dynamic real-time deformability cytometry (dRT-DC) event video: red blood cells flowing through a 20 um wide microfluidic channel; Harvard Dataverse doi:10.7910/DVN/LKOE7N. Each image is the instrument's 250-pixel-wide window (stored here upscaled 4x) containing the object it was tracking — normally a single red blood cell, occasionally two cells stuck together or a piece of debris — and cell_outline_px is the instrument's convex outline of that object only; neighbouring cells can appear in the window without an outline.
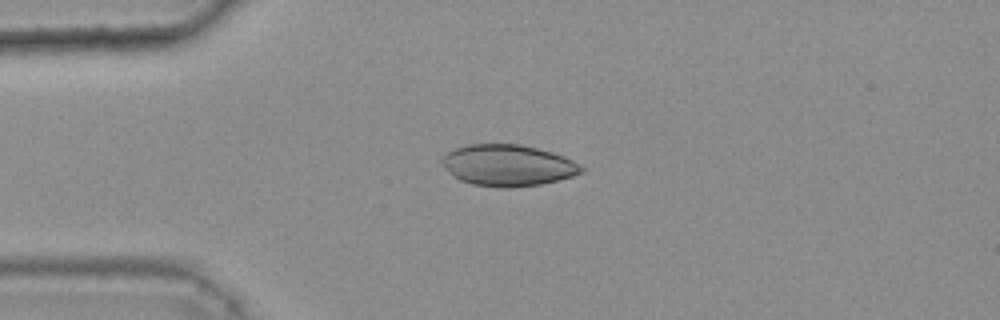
{"species": "common noctule bat (a hibernating species)", "species_latin": "Nyctalus noctula", "temperature_condition": "warm", "stored_images_in_passage": 47, "camera_frame_rate_fps": 3000, "um_per_image_px": 0.085, "animal": {"sex": "female", "body_mass_g": 25.1}, "frame": {"image": 1, "passage_image": 12, "time_ms": 3.667, "image_size_px": [1000, 320], "cell_outline_px": [[584, 172], [572, 176], [540, 184], [512, 188], [500, 188], [472, 184], [460, 180], [452, 176], [448, 172], [440, 160], [448, 152], [456, 148], [468, 144], [520, 144], [552, 152], [564, 156], [572, 160], [584, 168]], "centroid_in_image_um": [43.16, 14.06], "position_along_channel_um": 41.8, "area_um2": 33.58}}
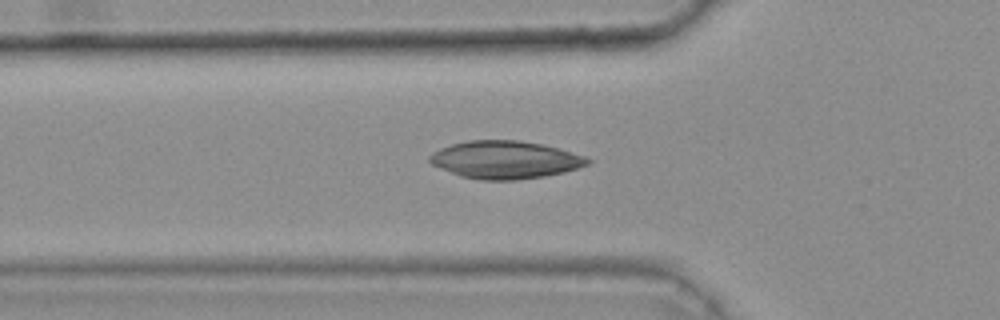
{"frame": {"image": 2, "passage_image": 17, "time_ms": 5.333, "image_size_px": [1000, 320], "cell_outline_px": [[592, 160], [588, 164], [564, 172], [544, 176], [516, 180], [480, 180], [460, 176], [432, 164], [428, 160], [428, 156], [432, 152], [440, 148], [452, 144], [468, 140], [520, 140], [540, 144], [556, 148], [584, 156]], "centroid_in_image_um": [42.89, 13.58], "position_along_channel_um": 82.9, "area_um2": 34.51}}
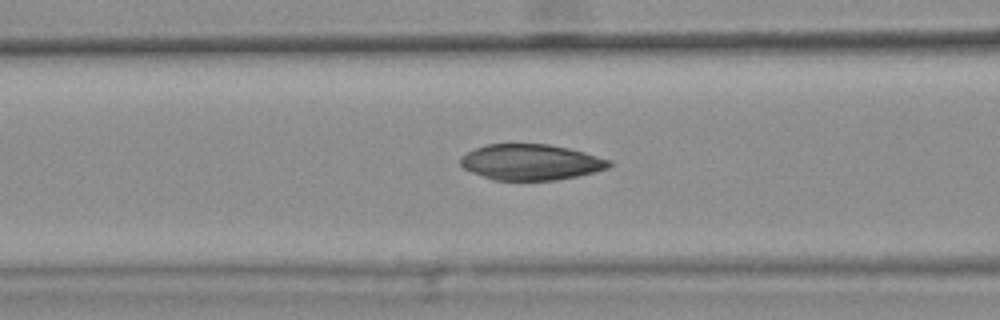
{"frame": {"image": 3, "passage_image": 20, "time_ms": 6.333, "image_size_px": [1000, 320], "cell_outline_px": [[612, 164], [608, 168], [576, 176], [556, 180], [492, 180], [472, 172], [464, 168], [460, 164], [460, 156], [476, 148], [488, 144], [548, 144], [568, 148], [584, 152], [612, 160]], "centroid_in_image_um": [45.12, 13.78], "position_along_channel_um": 121.5, "area_um2": 30.92}}